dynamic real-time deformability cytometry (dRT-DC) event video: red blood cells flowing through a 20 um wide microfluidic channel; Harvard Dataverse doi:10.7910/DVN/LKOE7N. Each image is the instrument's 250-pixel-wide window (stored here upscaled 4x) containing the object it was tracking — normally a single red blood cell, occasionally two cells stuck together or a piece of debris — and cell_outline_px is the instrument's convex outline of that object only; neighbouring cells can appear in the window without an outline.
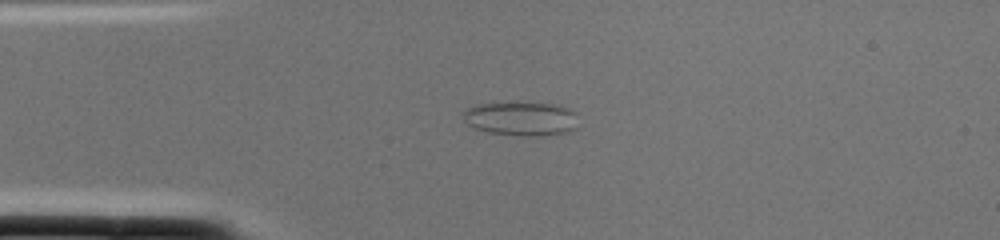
{"species": "common noctule bat (a hibernating species)", "species_latin": "Nyctalus noctula", "temperature_condition": "cold", "stored_images_in_passage": 1, "camera_frame_rate_fps": 3000, "um_per_image_px": 0.085, "animal": {"sex": "female", "body_mass_g": 22.0, "forearm_length_mm": 56.7}, "frame": {"image": 1, "passage_image": 1, "time_ms": 0.0, "image_size_px": [1000, 240], "cell_outline_px": [[572, 128], [568, 132], [544, 136], [520, 136], [488, 132], [472, 128], [464, 120], [460, 112], [476, 104], [552, 104], [568, 108], [572, 112]], "centroid_in_image_um": [44.16, 10.12], "position_along_channel_um": 40.8, "area_um2": 22.08}}